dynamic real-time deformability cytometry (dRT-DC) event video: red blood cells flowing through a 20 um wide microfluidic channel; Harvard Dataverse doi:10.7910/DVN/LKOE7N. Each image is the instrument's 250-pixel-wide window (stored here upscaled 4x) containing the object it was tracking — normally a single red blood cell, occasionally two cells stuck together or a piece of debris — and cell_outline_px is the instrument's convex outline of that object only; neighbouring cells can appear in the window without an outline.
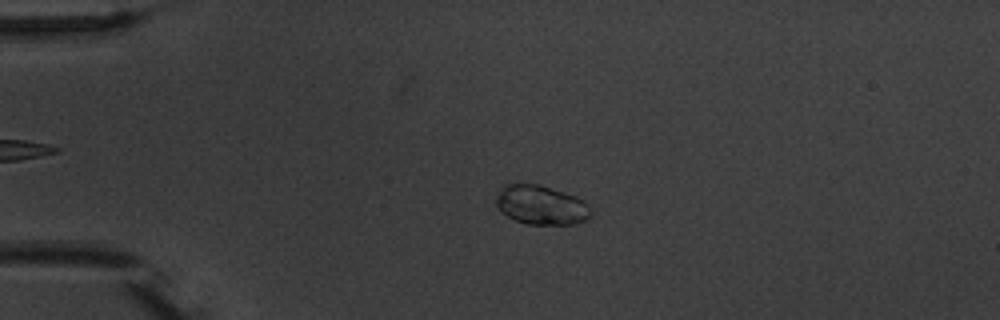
{"species": "common noctule bat (a hibernating species)", "species_latin": "Nyctalus noctula", "temperature_condition": "warm", "stored_images_in_passage": 5, "camera_frame_rate_fps": 3000, "um_per_image_px": 0.085, "animal": {"sex": "male", "body_mass_g": 20.1, "forearm_length_mm": 53.5}, "frame": {"image": 1, "passage_image": 4, "time_ms": 3.333, "image_size_px": [1000, 320], "cell_outline_px": [[588, 216], [584, 220], [576, 224], [528, 224], [516, 220], [508, 216], [496, 208], [496, 196], [504, 184], [540, 184], [576, 196], [588, 204]], "centroid_in_image_um": [45.95, 17.41], "position_along_channel_um": 39.1, "area_um2": 21.44}}